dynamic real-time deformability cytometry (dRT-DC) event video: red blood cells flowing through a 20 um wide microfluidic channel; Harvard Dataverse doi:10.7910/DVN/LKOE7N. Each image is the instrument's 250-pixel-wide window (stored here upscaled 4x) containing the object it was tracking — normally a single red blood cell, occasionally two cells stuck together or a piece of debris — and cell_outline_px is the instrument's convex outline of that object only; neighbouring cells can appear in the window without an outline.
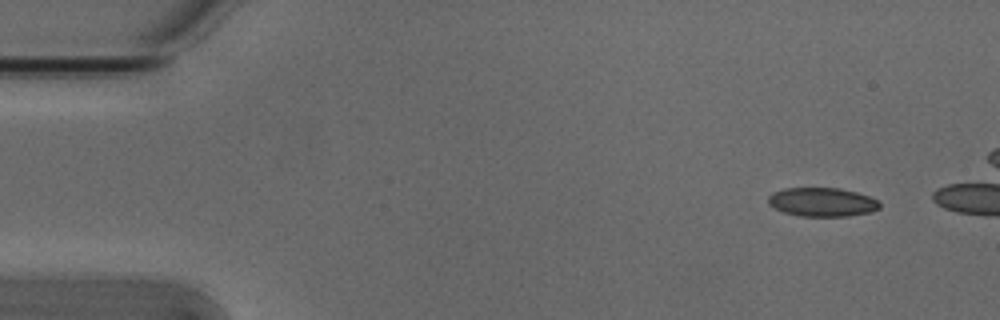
{"species": "Egyptian fruit bat (a non-hibernating species)", "species_latin": "Rousettus aegyptiacus", "temperature_condition": "cold", "stored_images_in_passage": 13, "camera_frame_rate_fps": 3000, "um_per_image_px": 0.085, "animal": {"sex": "male"}, "frame": {"image": 1, "passage_image": 1, "time_ms": 0.0, "image_size_px": [1000, 320], "cell_outline_px": [[880, 208], [872, 212], [848, 216], [800, 216], [784, 212], [768, 204], [768, 196], [772, 192], [784, 188], [840, 188], [856, 192], [868, 196], [876, 200], [880, 204]], "centroid_in_image_um": [69.87, 17.17], "position_along_channel_um": 15.1, "area_um2": 18.73}}